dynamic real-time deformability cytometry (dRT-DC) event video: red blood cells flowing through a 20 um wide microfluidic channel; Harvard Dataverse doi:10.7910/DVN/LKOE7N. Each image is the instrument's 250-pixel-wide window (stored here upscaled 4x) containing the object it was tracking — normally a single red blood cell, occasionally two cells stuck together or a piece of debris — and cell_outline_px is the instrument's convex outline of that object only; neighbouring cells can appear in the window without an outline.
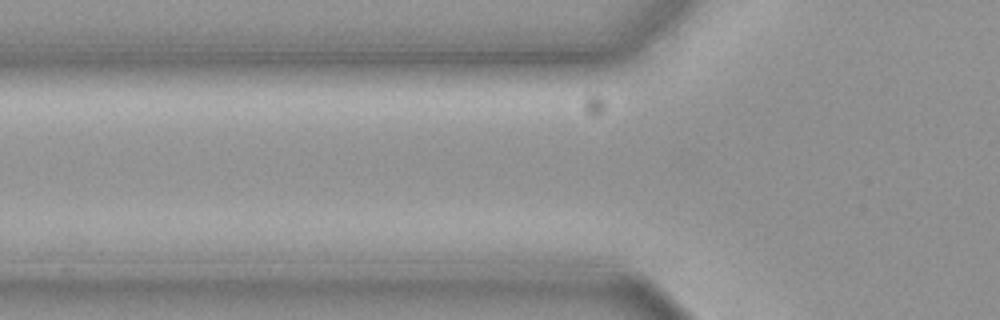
{"species": "common noctule bat (a hibernating species)", "species_latin": "Nyctalus noctula", "temperature_condition": "cold", "stored_images_in_passage": 7, "camera_frame_rate_fps": 3000, "um_per_image_px": 0.085, "animal": {"sex": "female", "body_mass_g": 19.3, "forearm_length_mm": 54.1}, "frame": {"image": 1, "passage_image": 2, "time_ms": 0.333, "image_size_px": [1000, 320], "cell_outline_px": [[488, 128], [464, 132], [432, 136], [368, 132], [364, 128], [376, 124], [396, 120], [472, 120]], "centroid_in_image_um": [36.16, 10.81], "position_along_channel_um": 89.6, "area_um2": 10.46}}